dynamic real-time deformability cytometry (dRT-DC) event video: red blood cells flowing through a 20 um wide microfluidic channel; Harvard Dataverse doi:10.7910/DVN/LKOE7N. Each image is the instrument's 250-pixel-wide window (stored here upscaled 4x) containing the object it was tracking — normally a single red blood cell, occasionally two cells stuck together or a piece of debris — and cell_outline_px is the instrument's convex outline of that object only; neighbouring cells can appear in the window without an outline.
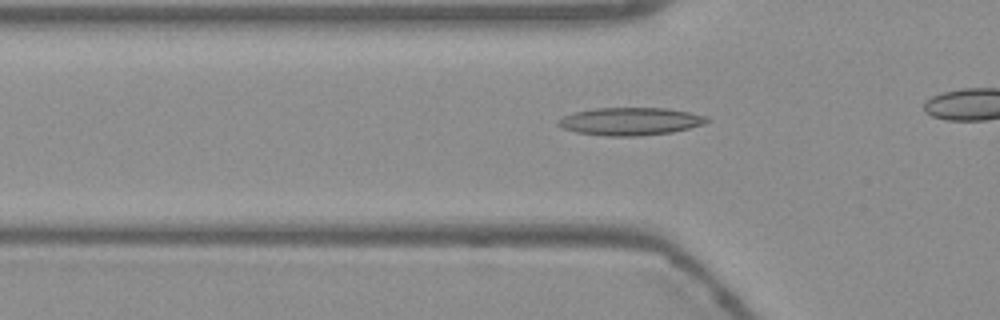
{"species": "Egyptian fruit bat (a non-hibernating species)", "species_latin": "Rousettus aegyptiacus", "temperature_condition": "warm", "stored_images_in_passage": 38, "camera_frame_rate_fps": 3000, "um_per_image_px": 0.085, "frame": {"image": 1, "passage_image": 13, "time_ms": 4.0, "image_size_px": [1000, 320], "cell_outline_px": [[712, 120], [704, 124], [672, 132], [640, 136], [604, 136], [576, 132], [560, 128], [556, 124], [556, 120], [572, 112], [596, 108], [668, 108], [708, 116]], "centroid_in_image_um": [53.55, 10.32], "position_along_channel_um": 72.2, "area_um2": 24.33}}
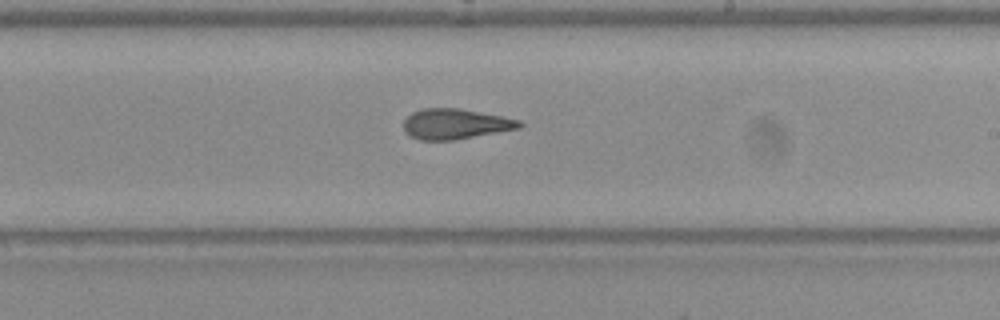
{"frame": {"image": 2, "passage_image": 27, "time_ms": 8.667, "image_size_px": [1000, 320], "cell_outline_px": [[524, 124], [520, 128], [456, 140], [420, 140], [404, 132], [404, 120], [412, 112], [420, 108], [456, 108], [500, 116], [520, 120]], "centroid_in_image_um": [38.69, 10.54], "position_along_channel_um": 250.3, "area_um2": 20.4}}
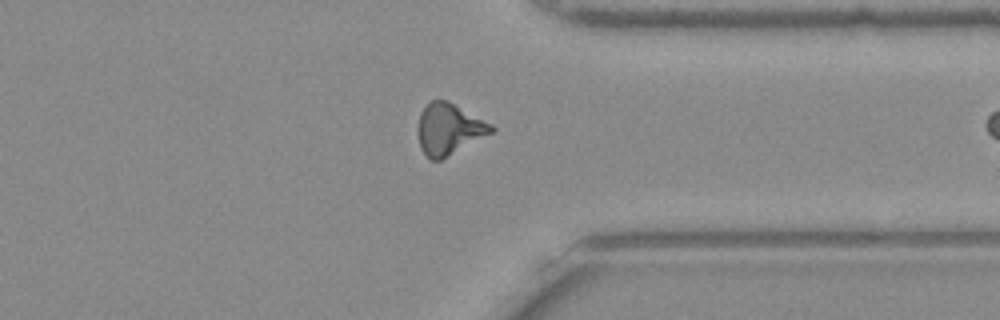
{"frame": {"image": 3, "passage_image": 37, "time_ms": 12.0, "image_size_px": [1000, 320], "cell_outline_px": [[496, 132], [440, 160], [432, 160], [420, 148], [416, 132], [416, 128], [420, 112], [432, 100], [448, 100], [492, 124], [496, 128]], "centroid_in_image_um": [38.17, 10.97], "position_along_channel_um": 373.2, "area_um2": 22.25}}